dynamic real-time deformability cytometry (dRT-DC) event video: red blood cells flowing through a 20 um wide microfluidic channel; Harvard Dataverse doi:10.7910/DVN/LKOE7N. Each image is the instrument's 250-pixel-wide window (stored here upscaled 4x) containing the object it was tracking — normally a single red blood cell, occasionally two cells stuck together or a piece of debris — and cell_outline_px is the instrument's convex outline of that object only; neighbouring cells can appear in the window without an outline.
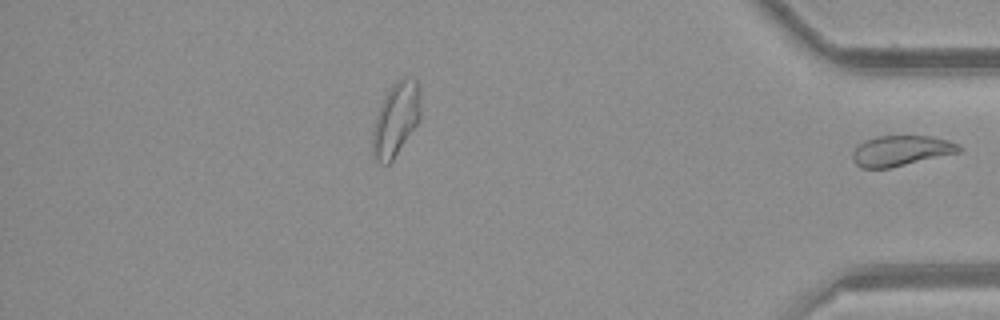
{"species": "common noctule bat (a hibernating species)", "species_latin": "Nyctalus noctula", "temperature_condition": "room temperature", "stored_images_in_passage": 44, "segment_of_instrument_passage": [2, 2], "camera_frame_rate_fps": 3000, "um_per_image_px": 0.085, "animal": {"sex": "female", "body_mass_g": 21.9}, "frame": {"image": 1, "passage_image": 44, "time_ms": 14.333, "image_size_px": [1000, 320], "cell_outline_px": [[964, 148], [960, 152], [888, 168], [860, 168], [852, 160], [852, 152], [864, 140], [876, 136], [932, 136], [948, 140]], "centroid_in_image_um": [76.57, 12.81], "position_along_channel_um": 358.6, "area_um2": 18.79}}